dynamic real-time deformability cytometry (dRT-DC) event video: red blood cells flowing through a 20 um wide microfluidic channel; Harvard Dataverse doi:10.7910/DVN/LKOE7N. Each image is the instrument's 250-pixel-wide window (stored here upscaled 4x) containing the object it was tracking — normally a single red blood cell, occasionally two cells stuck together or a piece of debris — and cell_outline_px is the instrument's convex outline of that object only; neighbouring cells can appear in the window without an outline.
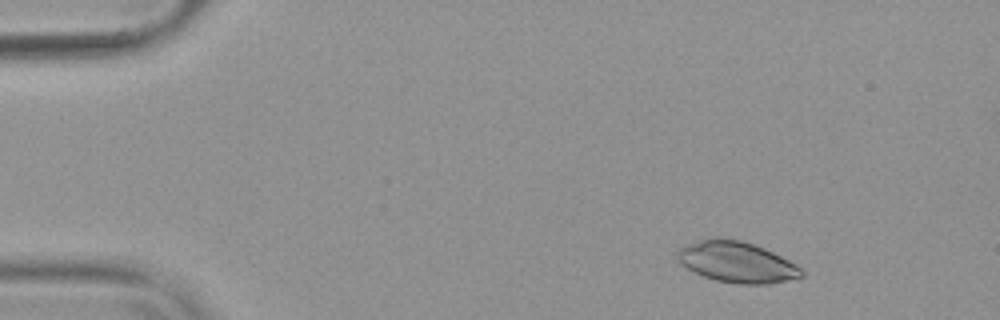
{"species": "common noctule bat (a hibernating species)", "species_latin": "Nyctalus noctula", "temperature_condition": "warm", "stored_images_in_passage": 53, "camera_frame_rate_fps": 3000, "um_per_image_px": 0.085, "animal": {"sex": "female", "body_mass_g": 19.9}, "frame": {"image": 1, "passage_image": 5, "time_ms": 1.333, "image_size_px": [1000, 320], "cell_outline_px": [[804, 276], [788, 280], [768, 284], [736, 284], [716, 280], [692, 272], [680, 264], [676, 256], [676, 252], [680, 248], [688, 244], [708, 236], [720, 236], [744, 240], [764, 248], [796, 264], [804, 272]], "centroid_in_image_um": [62.58, 22.25], "position_along_channel_um": 22.4, "area_um2": 30.11}}
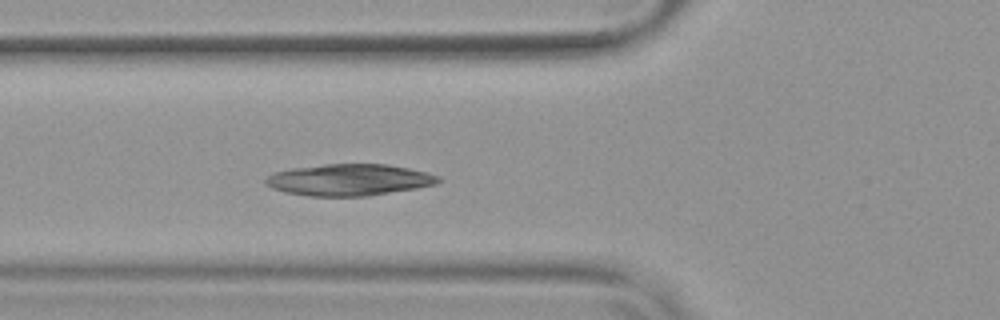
{"frame": {"image": 2, "passage_image": 18, "time_ms": 5.667, "image_size_px": [1000, 320], "cell_outline_px": [[444, 180], [436, 184], [416, 188], [368, 196], [308, 196], [284, 192], [272, 188], [264, 184], [264, 180], [272, 172], [292, 168], [324, 164], [388, 164], [428, 172], [440, 176]], "centroid_in_image_um": [29.68, 15.28], "position_along_channel_um": 96.1, "area_um2": 32.08}}
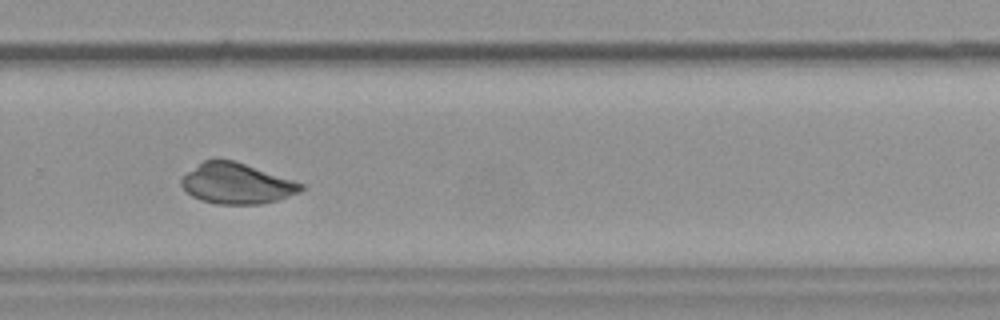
{"frame": {"image": 3, "passage_image": 35, "time_ms": 11.333, "image_size_px": [1000, 320], "cell_outline_px": [[304, 188], [300, 192], [276, 200], [260, 204], [216, 204], [200, 200], [192, 196], [180, 184], [180, 180], [188, 172], [204, 160], [232, 160], [304, 184]], "centroid_in_image_um": [20.1, 15.62], "position_along_channel_um": 309.7, "area_um2": 27.74}, "authors_computed_cell_mechanics": {"area_um2": 29.5358, "velocity_mm_per_s": 3.7783, "shape_relaxation_time_tau1_ms": null, "shape_relaxation_time_tau2_ms": 10.2559, "deformation_change_tau1": null, "deformation_change_tau2": 0.1051}}